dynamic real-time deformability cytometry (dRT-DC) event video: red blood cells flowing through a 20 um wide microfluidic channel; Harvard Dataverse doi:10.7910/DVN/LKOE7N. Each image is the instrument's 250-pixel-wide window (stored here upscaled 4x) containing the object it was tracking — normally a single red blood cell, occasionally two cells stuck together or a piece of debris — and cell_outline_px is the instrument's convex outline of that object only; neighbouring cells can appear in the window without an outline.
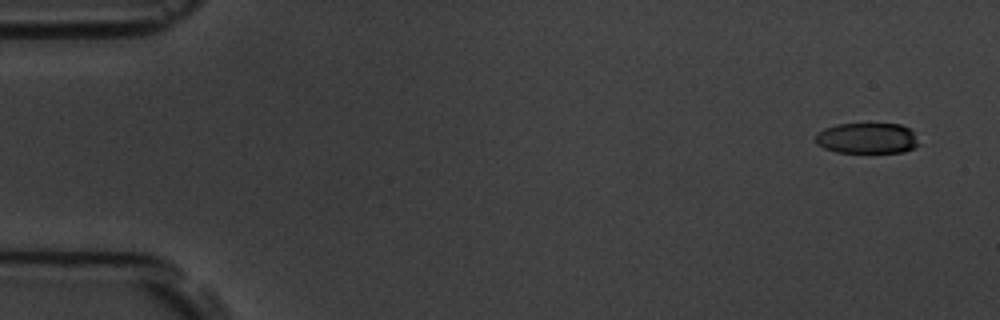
{"species": "common noctule bat (a hibernating species)", "species_latin": "Nyctalus noctula", "temperature_condition": "room temperature", "stored_images_in_passage": 9, "camera_frame_rate_fps": 3000, "um_per_image_px": 0.085, "animal": {"sex": "male", "body_mass_g": 19.5, "forearm_length_mm": 54.6}, "frame": {"image": 1, "passage_image": 1, "time_ms": 0.0, "image_size_px": [1000, 320], "cell_outline_px": [[920, 144], [904, 152], [836, 152], [824, 148], [816, 144], [816, 132], [824, 128], [836, 124], [900, 124], [908, 128], [912, 132]], "centroid_in_image_um": [73.66, 11.75], "position_along_channel_um": 11.3, "area_um2": 18.44}}
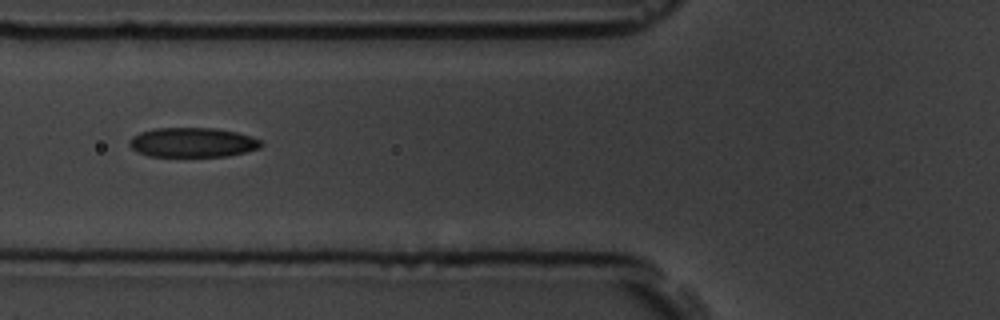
{"frame": {"image": 2, "passage_image": 6, "time_ms": 6.0, "image_size_px": [1000, 320], "cell_outline_px": [[264, 144], [260, 148], [228, 156], [148, 156], [136, 152], [128, 144], [128, 140], [132, 136], [140, 132], [152, 128], [216, 128], [236, 132], [252, 136], [260, 140]], "centroid_in_image_um": [16.34, 12.1], "position_along_channel_um": 109.5, "area_um2": 22.89}}
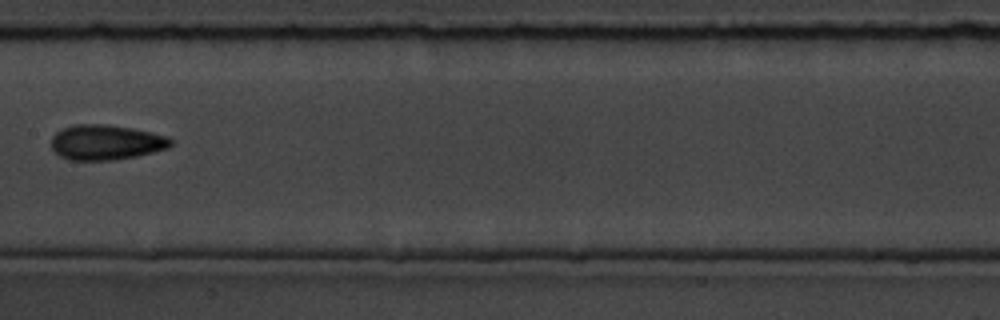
{"frame": {"image": 3, "passage_image": 8, "time_ms": 8.333, "image_size_px": [1000, 320], "cell_outline_px": [[172, 144], [168, 148], [136, 156], [116, 160], [68, 160], [60, 156], [52, 148], [52, 136], [56, 132], [72, 124], [108, 124], [132, 128], [152, 132], [168, 136], [172, 140]], "centroid_in_image_um": [9.01, 12.09], "position_along_channel_um": 198.4, "area_um2": 24.57}}